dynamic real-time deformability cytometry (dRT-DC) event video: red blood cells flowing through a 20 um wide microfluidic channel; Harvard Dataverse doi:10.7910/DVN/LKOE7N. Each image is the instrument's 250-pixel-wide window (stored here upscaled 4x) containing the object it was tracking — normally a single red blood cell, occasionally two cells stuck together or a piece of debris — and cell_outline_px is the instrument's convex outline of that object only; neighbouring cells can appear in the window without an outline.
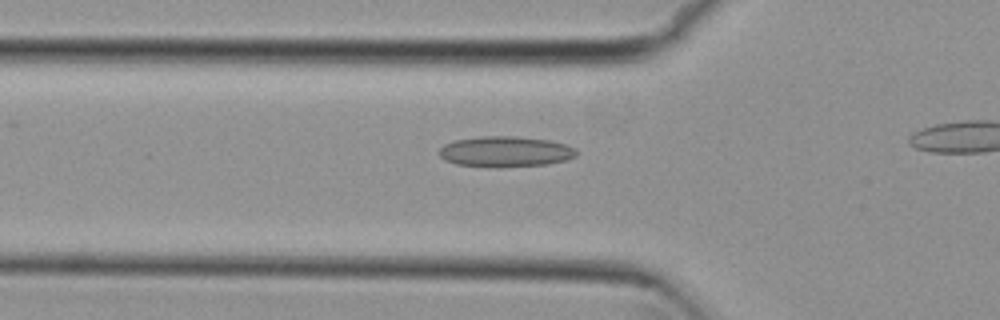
{"species": "common noctule bat (a hibernating species)", "species_latin": "Nyctalus noctula", "temperature_condition": "cold", "stored_images_in_passage": 29, "camera_frame_rate_fps": 3000, "um_per_image_px": 0.085, "animal": {"sex": "female", "body_mass_g": 29.2, "forearm_length_mm": 56.3}, "frame": {"image": 1, "passage_image": 14, "time_ms": 4.333, "image_size_px": [1000, 320], "cell_outline_px": [[576, 156], [564, 160], [548, 164], [500, 168], [496, 168], [456, 164], [444, 160], [440, 156], [440, 148], [444, 144], [456, 140], [484, 136], [516, 136], [548, 140], [564, 144], [576, 148]], "centroid_in_image_um": [42.95, 12.9], "position_along_channel_um": 82.9, "area_um2": 24.57}}
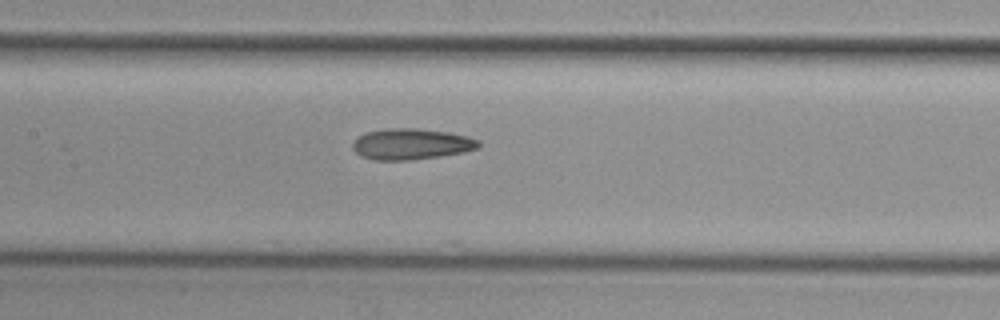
{"frame": {"image": 2, "passage_image": 21, "time_ms": 6.667, "image_size_px": [1000, 320], "cell_outline_px": [[480, 144], [476, 148], [464, 152], [440, 156], [412, 160], [372, 160], [360, 156], [352, 148], [352, 144], [360, 136], [368, 132], [388, 128], [416, 128], [448, 132], [468, 136], [480, 140]], "centroid_in_image_um": [34.96, 12.25], "position_along_channel_um": 172.4, "area_um2": 22.72}}
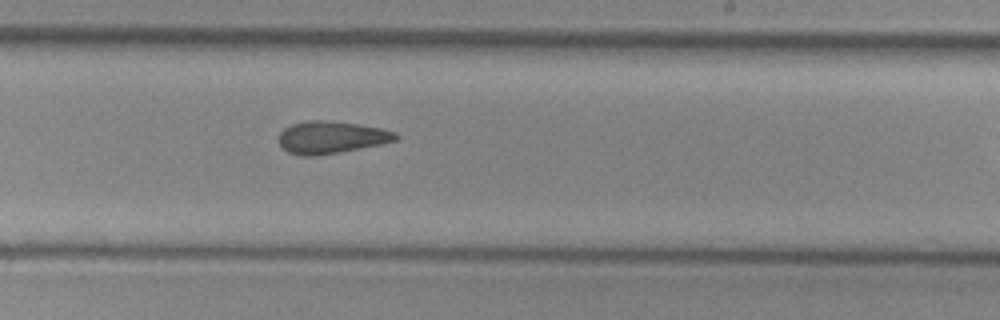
{"frame": {"image": 3, "passage_image": 28, "time_ms": 9.0, "image_size_px": [1000, 320], "cell_outline_px": [[400, 136], [396, 140], [380, 144], [340, 152], [316, 156], [300, 156], [288, 152], [276, 140], [280, 132], [284, 128], [292, 124], [308, 120], [320, 120], [356, 124], [380, 128], [396, 132]], "centroid_in_image_um": [28.11, 11.68], "position_along_channel_um": 260.9, "area_um2": 21.96}}